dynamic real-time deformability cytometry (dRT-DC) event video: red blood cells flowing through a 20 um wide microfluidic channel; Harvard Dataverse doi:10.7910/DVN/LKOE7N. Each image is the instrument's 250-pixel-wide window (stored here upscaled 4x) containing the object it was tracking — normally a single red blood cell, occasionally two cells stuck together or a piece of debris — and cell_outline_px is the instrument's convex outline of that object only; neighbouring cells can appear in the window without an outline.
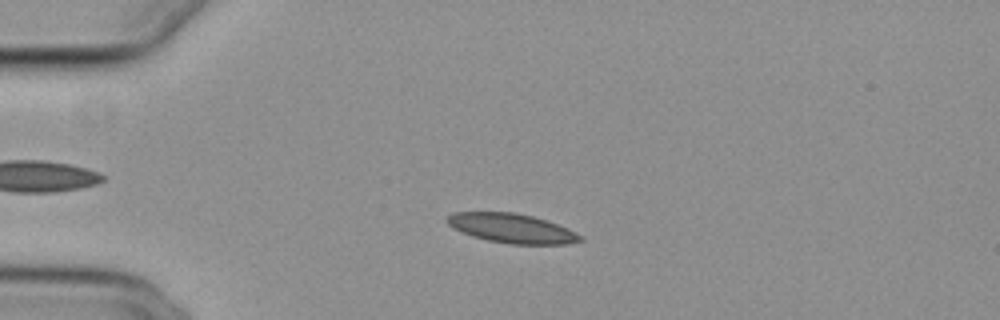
{"species": "common noctule bat (a hibernating species)", "species_latin": "Nyctalus noctula", "temperature_condition": "cold", "stored_images_in_passage": 54, "camera_frame_rate_fps": 3000, "um_per_image_px": 0.085, "animal": {"sex": "female", "body_mass_g": 29.2, "forearm_length_mm": 56.3}, "frame": {"image": 1, "passage_image": 12, "time_ms": 3.667, "image_size_px": [1000, 320], "cell_outline_px": [[584, 240], [568, 244], [508, 244], [488, 240], [472, 236], [460, 232], [452, 228], [444, 220], [452, 212], [516, 212], [532, 216], [568, 228], [584, 236]], "centroid_in_image_um": [43.49, 19.41], "position_along_channel_um": 41.5, "area_um2": 22.95}}
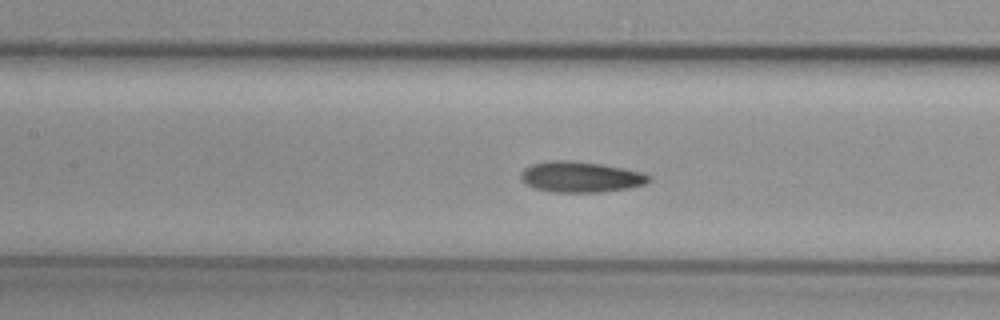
{"frame": {"image": 2, "passage_image": 24, "time_ms": 7.667, "image_size_px": [1000, 320], "cell_outline_px": [[652, 180], [644, 184], [628, 188], [600, 192], [552, 192], [536, 188], [528, 184], [520, 176], [520, 172], [524, 168], [532, 164], [548, 160], [572, 160], [604, 164], [644, 172], [652, 176]], "centroid_in_image_um": [49.4, 15.02], "position_along_channel_um": 158.0, "area_um2": 23.12}}
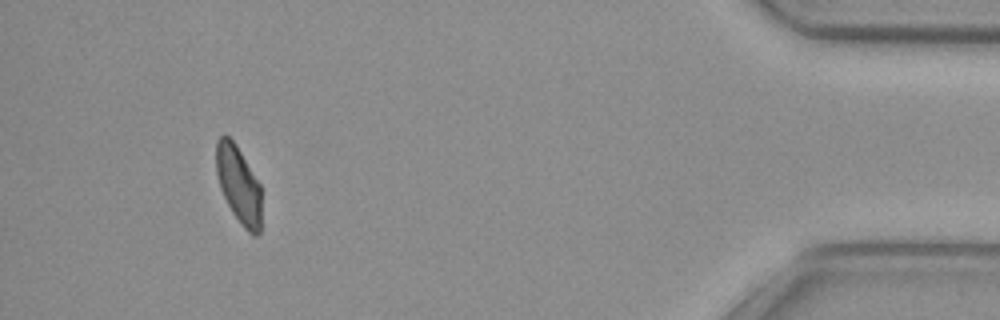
{"frame": {"image": 3, "passage_image": 50, "time_ms": 16.333, "image_size_px": [1000, 320], "cell_outline_px": [[260, 232], [256, 236], [252, 236], [244, 228], [232, 212], [220, 188], [216, 172], [216, 140], [220, 136], [228, 136], [236, 144], [260, 184]], "centroid_in_image_um": [20.27, 15.7], "position_along_channel_um": 414.9, "area_um2": 20.23}, "authors_computed_cell_mechanics": {"area_um2": 22.3975, "velocity_mm_per_s": 3.7174, "shape_relaxation_time_tau1_ms": 10.8011, "shape_relaxation_time_tau2_ms": 3.9185, "deformation_change_tau1": 0.1944, "deformation_change_tau2": 0.0719}}